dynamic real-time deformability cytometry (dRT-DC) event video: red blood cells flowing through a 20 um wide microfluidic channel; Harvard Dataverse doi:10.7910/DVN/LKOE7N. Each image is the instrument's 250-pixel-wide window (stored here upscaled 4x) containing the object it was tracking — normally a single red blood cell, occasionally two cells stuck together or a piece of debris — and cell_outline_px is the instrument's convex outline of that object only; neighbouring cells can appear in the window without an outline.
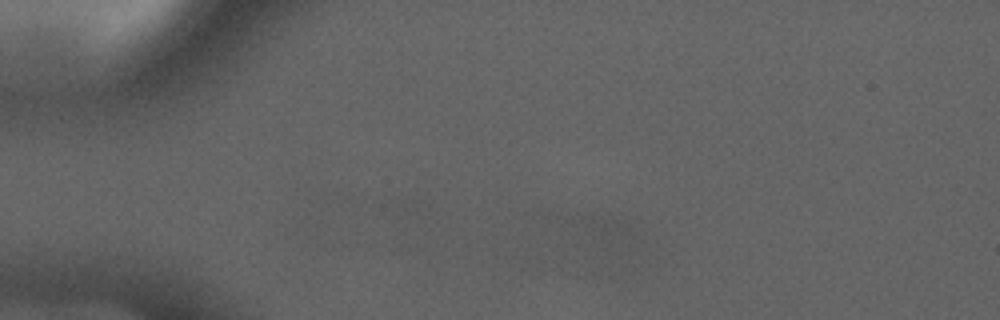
{"species": "common noctule bat (a hibernating species)", "species_latin": "Nyctalus noctula", "temperature_condition": "cold", "stored_images_in_passage": 3, "camera_frame_rate_fps": 3000, "um_per_image_px": 0.085, "animal": {"sex": "male", "forearm_length_mm": 52.5}, "frame": {"image": 1, "passage_image": 1, "time_ms": 0.0, "image_size_px": [1000, 320], "cell_outline_px": [[640, 248], [616, 252], [604, 248], [564, 220], [564, 216], [576, 212], [600, 216], [616, 220], [624, 224], [640, 240]], "centroid_in_image_um": [51.39, 19.68], "position_along_channel_um": 33.6, "area_um2": 12.14}}